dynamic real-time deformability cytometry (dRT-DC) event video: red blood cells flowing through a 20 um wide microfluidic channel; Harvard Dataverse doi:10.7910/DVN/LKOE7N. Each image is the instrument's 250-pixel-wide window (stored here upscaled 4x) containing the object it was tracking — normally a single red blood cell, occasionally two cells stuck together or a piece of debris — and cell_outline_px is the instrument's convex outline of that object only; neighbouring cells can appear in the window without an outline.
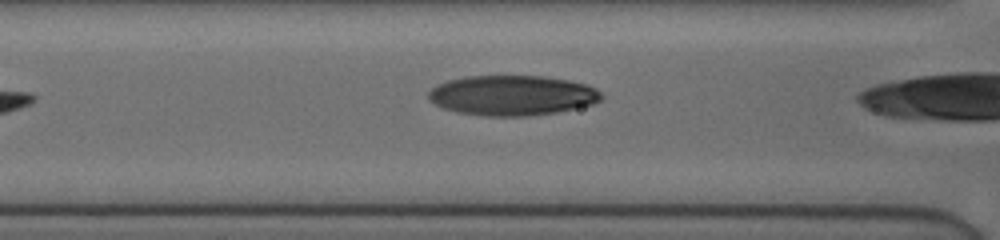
{"species": "human", "species_latin": "Homo sapiens", "temperature_condition": "cold", "stored_images_in_passage": 9, "camera_frame_rate_fps": 3000, "um_per_image_px": 0.085, "donor": {"sex": "female"}, "frame": {"image": 1, "passage_image": 7, "time_ms": 2.0, "image_size_px": [1000, 240], "cell_outline_px": [[604, 96], [600, 100], [592, 104], [556, 112], [528, 116], [484, 116], [456, 112], [444, 108], [428, 100], [428, 92], [436, 84], [448, 80], [464, 76], [544, 76], [568, 80], [588, 84], [596, 88]], "centroid_in_image_um": [43.52, 8.1], "position_along_channel_um": 123.1, "area_um2": 40.58}}